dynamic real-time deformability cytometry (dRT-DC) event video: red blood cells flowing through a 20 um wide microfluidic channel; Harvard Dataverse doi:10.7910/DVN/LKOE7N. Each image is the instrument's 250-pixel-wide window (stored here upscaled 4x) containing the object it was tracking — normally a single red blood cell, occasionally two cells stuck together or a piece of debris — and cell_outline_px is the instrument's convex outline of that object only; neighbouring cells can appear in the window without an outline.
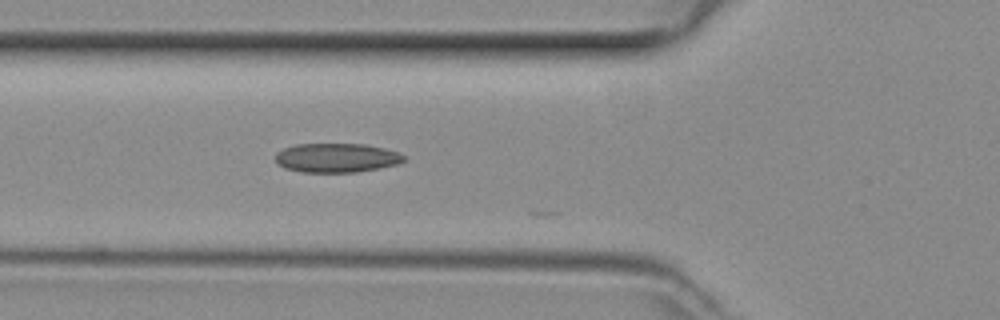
{"species": "common noctule bat (a hibernating species)", "species_latin": "Nyctalus noctula", "temperature_condition": "room temperature", "stored_images_in_passage": 31, "camera_frame_rate_fps": 3000, "um_per_image_px": 0.085, "animal": {"sex": "female", "body_mass_g": 29.2, "forearm_length_mm": 56.3}, "frame": {"image": 1, "passage_image": 7, "time_ms": 2.0, "image_size_px": [1000, 320], "cell_outline_px": [[408, 160], [400, 164], [380, 168], [356, 172], [300, 172], [284, 168], [276, 164], [276, 152], [284, 148], [296, 144], [364, 144], [384, 148], [396, 152], [404, 156]], "centroid_in_image_um": [28.61, 13.42], "position_along_channel_um": 97.2, "area_um2": 22.02}}
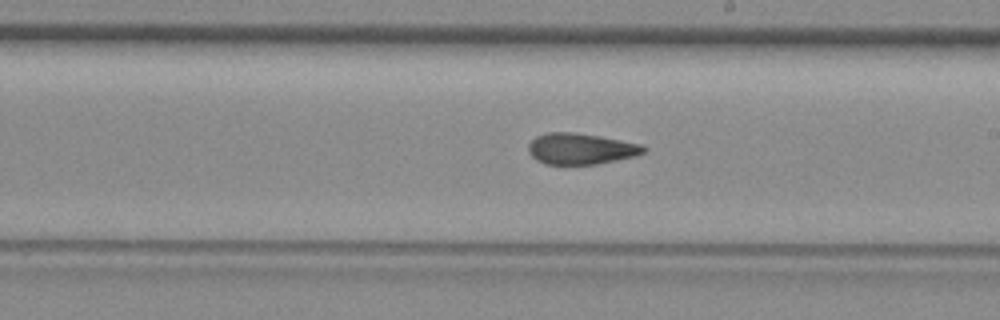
{"frame": {"image": 2, "passage_image": 17, "time_ms": 5.333, "image_size_px": [1000, 320], "cell_outline_px": [[648, 148], [644, 152], [636, 156], [596, 164], [544, 164], [536, 160], [528, 152], [528, 144], [536, 136], [548, 132], [576, 132], [620, 140], [640, 144]], "centroid_in_image_um": [49.34, 12.64], "position_along_channel_um": 239.7, "area_um2": 20.87}}
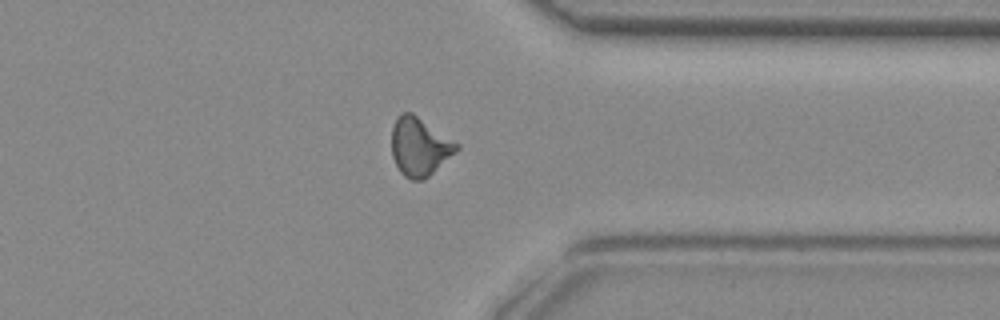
{"frame": {"image": 3, "passage_image": 27, "time_ms": 8.667, "image_size_px": [1000, 320], "cell_outline_px": [[460, 148], [456, 152], [424, 180], [412, 180], [404, 176], [400, 172], [392, 156], [392, 128], [396, 116], [400, 112], [412, 112], [460, 144]], "centroid_in_image_um": [35.66, 12.45], "position_along_channel_um": 375.7, "area_um2": 22.2}}